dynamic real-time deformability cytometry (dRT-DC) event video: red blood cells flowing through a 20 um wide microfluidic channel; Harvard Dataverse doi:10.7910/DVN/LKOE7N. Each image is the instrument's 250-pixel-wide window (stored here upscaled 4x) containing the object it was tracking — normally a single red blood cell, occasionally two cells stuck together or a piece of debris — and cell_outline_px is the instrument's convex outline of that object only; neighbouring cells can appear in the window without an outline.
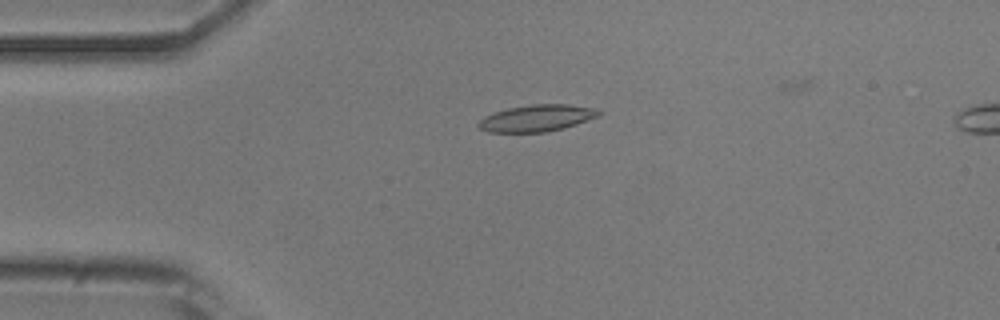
{"species": "common noctule bat (a hibernating species)", "species_latin": "Nyctalus noctula", "temperature_condition": "room temperature", "stored_images_in_passage": 44, "camera_frame_rate_fps": 3000, "um_per_image_px": 0.085, "animal": {"sex": "male", "body_mass_g": 20.5, "forearm_length_mm": 52.5}, "frame": {"image": 1, "passage_image": 4, "time_ms": 1.0, "image_size_px": [1000, 320], "cell_outline_px": [[600, 116], [564, 128], [548, 132], [488, 132], [480, 128], [476, 124], [484, 116], [508, 108], [532, 104], [568, 104], [596, 108], [600, 112]], "centroid_in_image_um": [45.64, 10.04], "position_along_channel_um": 39.4, "area_um2": 18.73}}
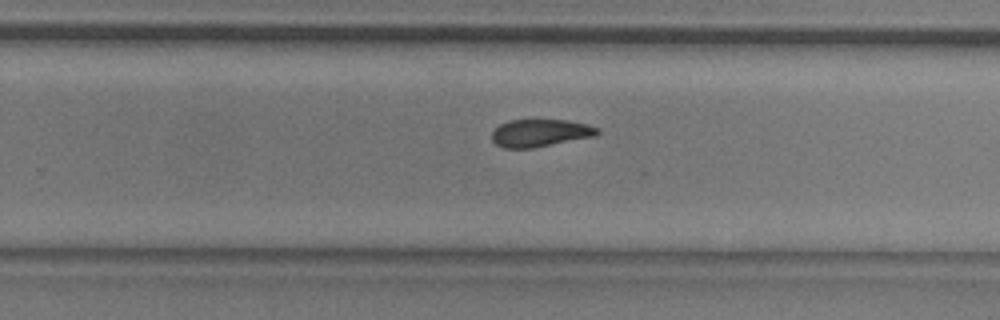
{"frame": {"image": 2, "passage_image": 25, "time_ms": 8.0, "image_size_px": [1000, 320], "cell_outline_px": [[600, 132], [596, 136], [532, 148], [504, 148], [496, 144], [492, 140], [492, 132], [500, 124], [508, 120], [568, 120], [588, 124], [600, 128]], "centroid_in_image_um": [45.94, 11.3], "position_along_channel_um": 283.9, "area_um2": 16.99}}
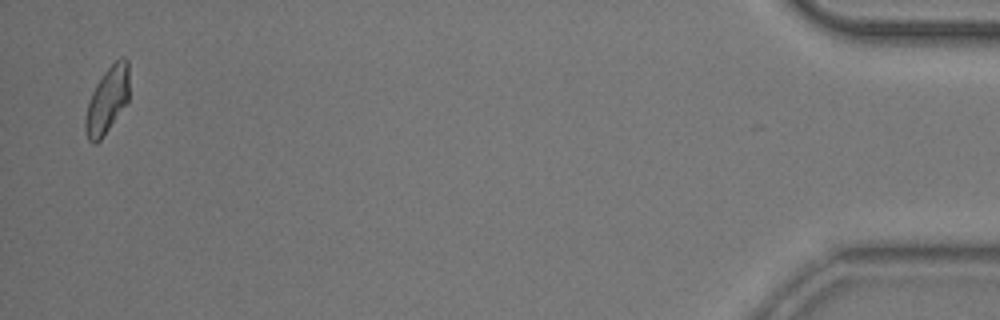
{"frame": {"image": 3, "passage_image": 43, "time_ms": 14.0, "image_size_px": [1000, 320], "cell_outline_px": [[128, 100], [100, 140], [96, 144], [92, 144], [88, 140], [84, 128], [84, 120], [88, 104], [92, 92], [96, 84], [104, 72], [120, 56], [124, 56], [128, 60]], "centroid_in_image_um": [9.09, 8.51], "position_along_channel_um": 426.1, "area_um2": 16.7}, "authors_computed_cell_mechanics": {"area_um2": 17.6579, "velocity_mm_per_s": 3.863, "shape_relaxation_time_tau1_ms": 6.9125, "shape_relaxation_time_tau2_ms": 3.5218, "deformation_change_tau1": 0.1665, "deformation_change_tau2": 0.1029}}